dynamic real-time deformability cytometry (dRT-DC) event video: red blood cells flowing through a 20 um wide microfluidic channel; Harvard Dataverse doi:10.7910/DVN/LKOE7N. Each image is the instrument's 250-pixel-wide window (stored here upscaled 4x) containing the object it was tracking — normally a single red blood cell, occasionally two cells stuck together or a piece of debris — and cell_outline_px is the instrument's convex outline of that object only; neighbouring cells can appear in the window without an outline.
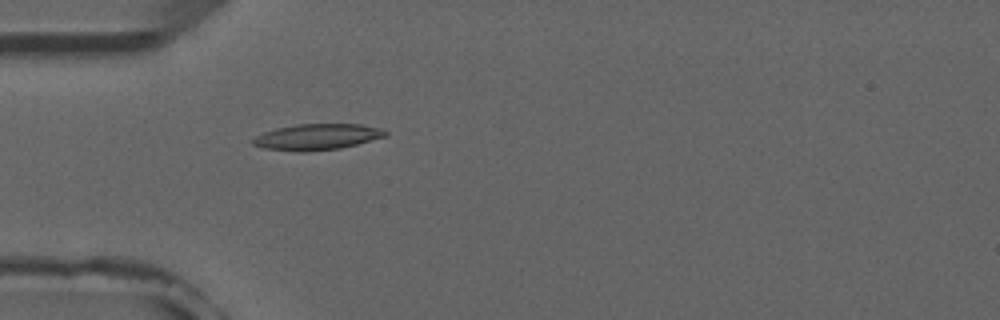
{"species": "common noctule bat (a hibernating species)", "species_latin": "Nyctalus noctula", "temperature_condition": "room temperature", "stored_images_in_passage": 2, "camera_frame_rate_fps": 3000, "um_per_image_px": 0.085, "animal": {"sex": "male", "forearm_length_mm": 52.5}, "frame": {"image": 1, "passage_image": 2, "time_ms": 1.0, "image_size_px": [1000, 320], "cell_outline_px": [[388, 136], [340, 148], [308, 152], [296, 152], [264, 148], [252, 144], [252, 140], [256, 136], [264, 132], [276, 128], [296, 124], [360, 124], [380, 128], [388, 132]], "centroid_in_image_um": [26.95, 11.64], "position_along_channel_um": 58.0, "area_um2": 20.17}}